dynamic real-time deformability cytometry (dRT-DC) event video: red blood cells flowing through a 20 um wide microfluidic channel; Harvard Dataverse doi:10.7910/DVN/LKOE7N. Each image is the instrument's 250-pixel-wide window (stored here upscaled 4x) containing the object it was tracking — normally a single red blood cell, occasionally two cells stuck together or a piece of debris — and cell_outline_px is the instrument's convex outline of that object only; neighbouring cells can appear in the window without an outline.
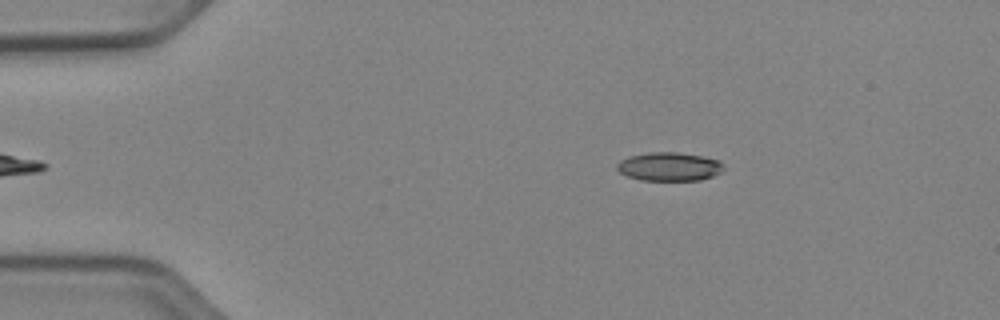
{"species": "Egyptian fruit bat (a non-hibernating species)", "species_latin": "Rousettus aegyptiacus", "temperature_condition": "cold", "stored_images_in_passage": 45, "camera_frame_rate_fps": 3000, "um_per_image_px": 0.085, "animal": {"sex": "female"}, "frame": {"image": 1, "passage_image": 2, "time_ms": 0.333, "image_size_px": [1000, 320], "cell_outline_px": [[724, 168], [720, 172], [712, 176], [700, 180], [640, 180], [628, 176], [620, 172], [616, 168], [616, 164], [620, 160], [628, 156], [648, 152], [676, 152], [700, 156], [720, 160], [724, 164]], "centroid_in_image_um": [56.87, 14.15], "position_along_channel_um": 28.1, "area_um2": 17.8}}
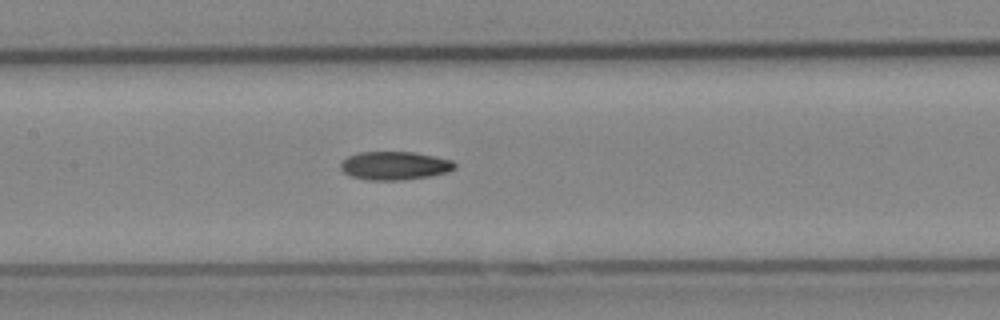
{"frame": {"image": 2, "passage_image": 18, "time_ms": 5.667, "image_size_px": [1000, 320], "cell_outline_px": [[456, 168], [448, 172], [428, 176], [400, 180], [368, 180], [352, 176], [344, 172], [340, 168], [340, 164], [348, 156], [360, 152], [412, 152], [452, 160], [456, 164]], "centroid_in_image_um": [33.55, 14.08], "position_along_channel_um": 173.9, "area_um2": 18.67}}
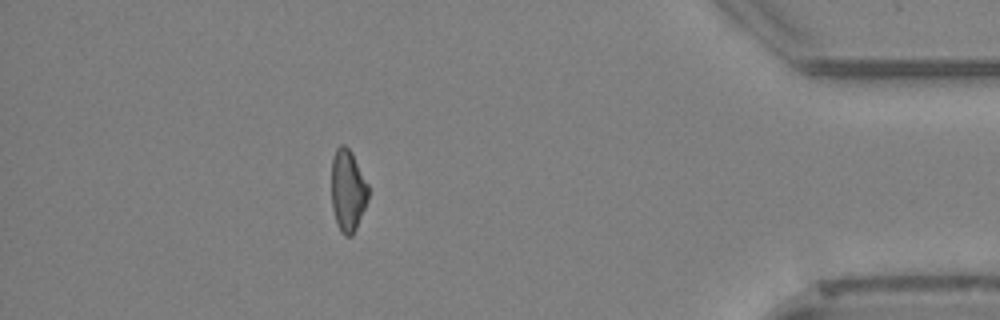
{"frame": {"image": 3, "passage_image": 39, "time_ms": 12.667, "image_size_px": [1000, 320], "cell_outline_px": [[368, 200], [356, 228], [352, 236], [344, 236], [340, 232], [332, 208], [332, 156], [336, 148], [340, 144], [344, 144], [352, 152], [368, 184]], "centroid_in_image_um": [29.56, 16.18], "position_along_channel_um": 405.6, "area_um2": 17.63}, "authors_computed_cell_mechanics": {"area_um2": 18.3804, "velocity_mm_per_s": 3.9562, "shape_relaxation_time_tau1_ms": null, "shape_relaxation_time_tau2_ms": 9.0604, "deformation_change_tau1": null, "deformation_change_tau2": 0.1848}}